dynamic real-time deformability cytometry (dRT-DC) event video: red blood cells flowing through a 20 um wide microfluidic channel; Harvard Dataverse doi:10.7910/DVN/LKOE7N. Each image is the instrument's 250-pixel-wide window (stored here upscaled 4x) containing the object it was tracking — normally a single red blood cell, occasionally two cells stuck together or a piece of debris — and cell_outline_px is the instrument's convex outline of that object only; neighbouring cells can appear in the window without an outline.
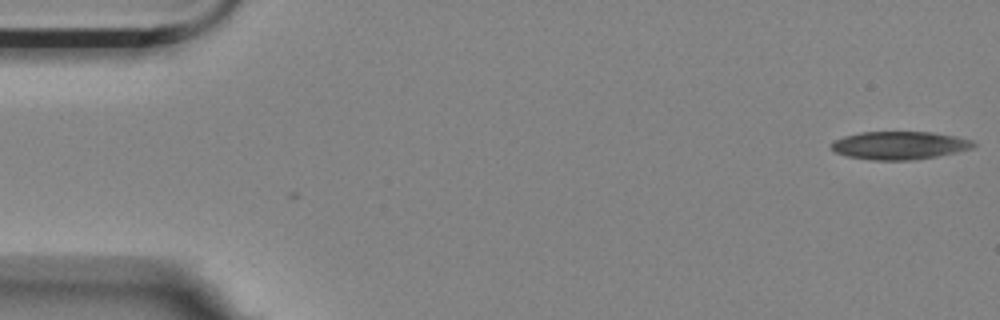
{"species": "Egyptian fruit bat (a non-hibernating species)", "species_latin": "Rousettus aegyptiacus", "temperature_condition": "room temperature", "stored_images_in_passage": 3, "camera_frame_rate_fps": 3000, "um_per_image_px": 0.085, "animal": {"sex": "female"}, "frame": {"image": 1, "passage_image": 1, "time_ms": 0.0, "image_size_px": [1000, 320], "cell_outline_px": [[976, 144], [972, 148], [936, 156], [908, 160], [872, 160], [848, 156], [836, 152], [828, 144], [844, 136], [860, 132], [932, 132], [956, 136], [972, 140]], "centroid_in_image_um": [76.44, 12.35], "position_along_channel_um": 8.6, "area_um2": 23.0}}